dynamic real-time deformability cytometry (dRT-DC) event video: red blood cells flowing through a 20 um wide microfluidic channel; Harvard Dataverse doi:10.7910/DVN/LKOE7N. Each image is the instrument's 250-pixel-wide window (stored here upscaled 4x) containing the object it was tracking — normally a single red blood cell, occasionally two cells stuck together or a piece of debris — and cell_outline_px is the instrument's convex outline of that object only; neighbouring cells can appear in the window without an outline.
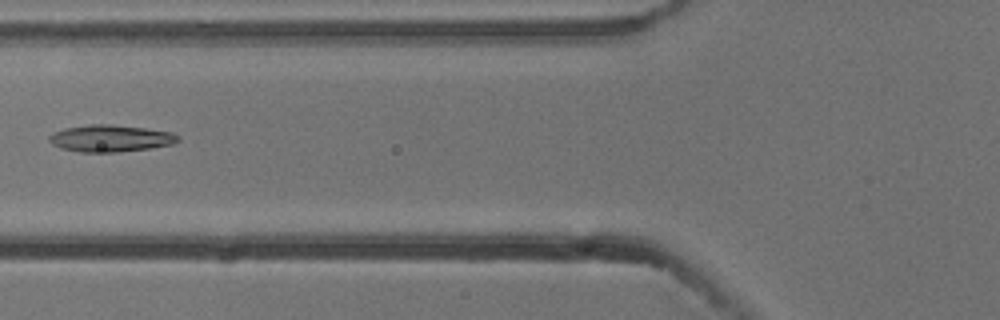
{"species": "common noctule bat (a hibernating species)", "species_latin": "Nyctalus noctula", "temperature_condition": "cold", "stored_images_in_passage": 3, "camera_frame_rate_fps": 3000, "um_per_image_px": 0.085, "animal": {"sex": "male", "body_mass_g": 13.3}, "frame": {"image": 1, "passage_image": 3, "time_ms": 0.667, "image_size_px": [1000, 320], "cell_outline_px": [[180, 140], [172, 144], [148, 148], [116, 152], [80, 152], [60, 148], [52, 144], [48, 140], [48, 136], [52, 132], [64, 128], [88, 124], [112, 124], [144, 128], [172, 132]], "centroid_in_image_um": [9.32, 11.75], "position_along_channel_um": 116.5, "area_um2": 20.17}}